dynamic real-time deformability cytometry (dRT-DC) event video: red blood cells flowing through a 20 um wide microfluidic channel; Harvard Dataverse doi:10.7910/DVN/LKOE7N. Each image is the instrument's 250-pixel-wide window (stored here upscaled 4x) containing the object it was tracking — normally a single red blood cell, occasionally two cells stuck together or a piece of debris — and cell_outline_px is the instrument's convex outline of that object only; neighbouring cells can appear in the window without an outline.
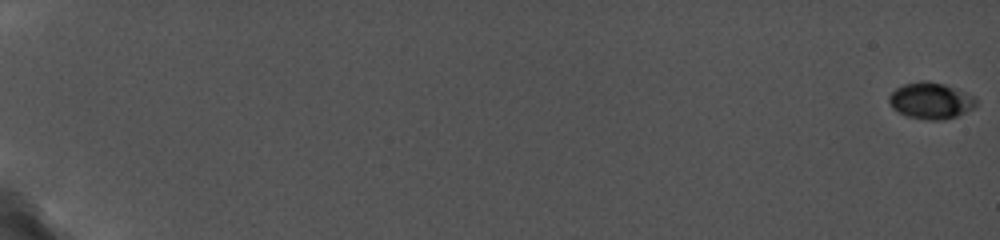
{"species": "common noctule bat (a hibernating species)", "species_latin": "Nyctalus noctula", "temperature_condition": "cold", "stored_images_in_passage": 30, "camera_frame_rate_fps": 5000, "um_per_image_px": 0.085, "animal": {"sex": "female", "body_mass_g": 19.0, "forearm_length_mm": 56.7}, "frame": {"image": 1, "passage_image": 1, "time_ms": 0.0, "image_size_px": [1000, 240], "cell_outline_px": [[976, 104], [972, 108], [956, 116], [944, 120], [928, 120], [908, 116], [892, 108], [888, 100], [888, 96], [896, 88], [904, 84], [920, 80], [928, 80], [944, 84], [976, 96]], "centroid_in_image_um": [79.1, 8.54], "position_along_channel_um": 5.9, "area_um2": 18.44}}
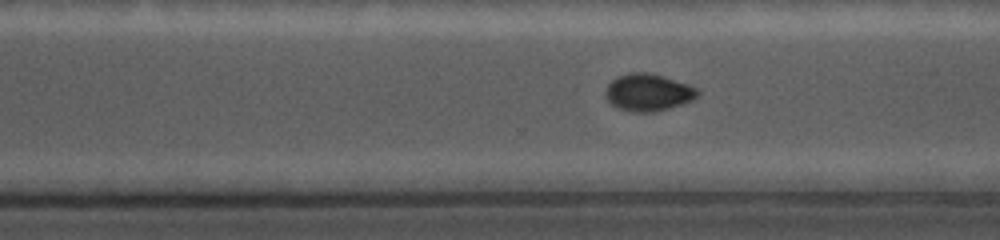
{"frame": {"image": 2, "passage_image": 26, "time_ms": 14.4, "image_size_px": [1000, 240], "cell_outline_px": [[700, 92], [692, 100], [656, 112], [632, 112], [616, 108], [604, 96], [604, 92], [608, 84], [616, 76], [632, 72], [648, 72], [664, 76], [688, 84], [696, 88]], "centroid_in_image_um": [55.05, 7.85], "position_along_channel_um": 315.5, "area_um2": 20.06}}
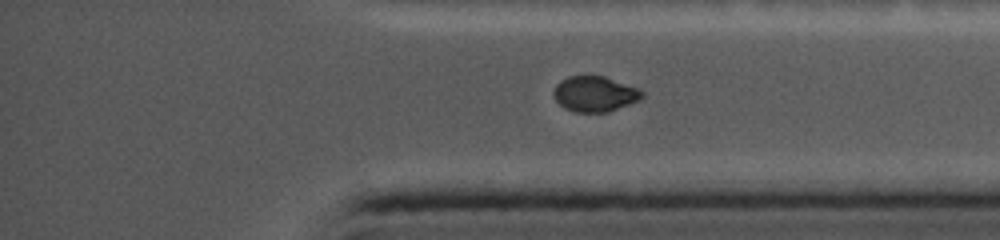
{"frame": {"image": 3, "passage_image": 30, "time_ms": 16.2, "image_size_px": [1000, 240], "cell_outline_px": [[644, 96], [640, 100], [608, 112], [576, 112], [564, 108], [552, 96], [552, 92], [556, 84], [560, 80], [568, 76], [604, 76], [640, 88], [644, 92]], "centroid_in_image_um": [50.56, 7.98], "position_along_channel_um": 384.6, "area_um2": 18.5}}